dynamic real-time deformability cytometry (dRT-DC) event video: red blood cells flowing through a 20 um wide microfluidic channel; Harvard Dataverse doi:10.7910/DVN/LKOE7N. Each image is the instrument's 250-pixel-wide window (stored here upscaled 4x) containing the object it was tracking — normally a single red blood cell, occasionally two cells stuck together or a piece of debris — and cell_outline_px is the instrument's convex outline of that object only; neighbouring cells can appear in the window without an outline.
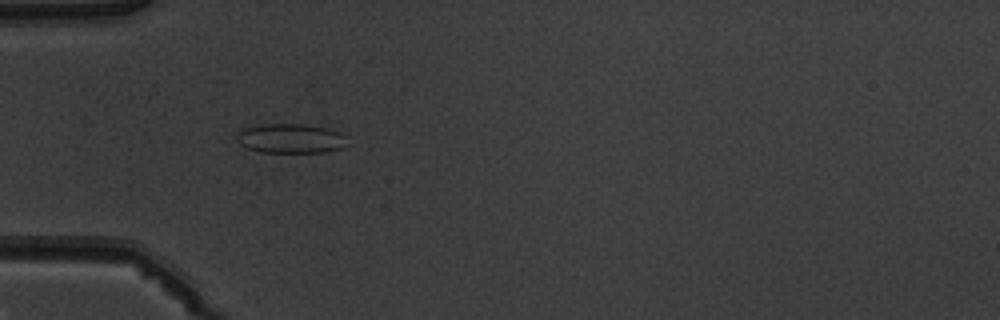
{"species": "common noctule bat (a hibernating species)", "species_latin": "Nyctalus noctula", "temperature_condition": "warm", "stored_images_in_passage": 6, "camera_frame_rate_fps": 3000, "um_per_image_px": 0.085, "animal": {"sex": "male", "body_mass_g": 19.5, "forearm_length_mm": 54.6}, "frame": {"image": 1, "passage_image": 4, "time_ms": 4.333, "image_size_px": [1000, 320], "cell_outline_px": [[344, 136], [340, 148], [324, 152], [260, 152], [248, 148], [240, 144], [236, 140], [236, 132], [244, 128], [268, 124], [300, 124], [324, 128], [336, 132]], "centroid_in_image_um": [24.57, 11.77], "position_along_channel_um": 60.4, "area_um2": 18.38}}
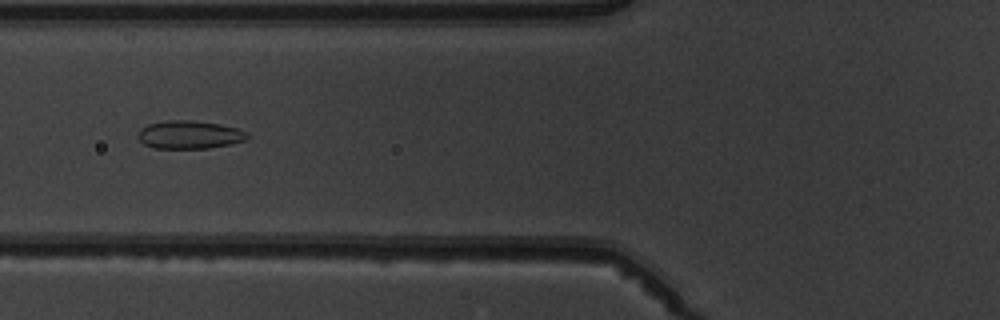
{"frame": {"image": 2, "passage_image": 5, "time_ms": 5.667, "image_size_px": [1000, 320], "cell_outline_px": [[248, 140], [232, 144], [208, 148], [152, 148], [144, 144], [136, 136], [140, 128], [148, 124], [168, 120], [192, 120], [220, 124], [236, 128], [248, 132]], "centroid_in_image_um": [16.1, 11.45], "position_along_channel_um": 109.7, "area_um2": 18.09}}
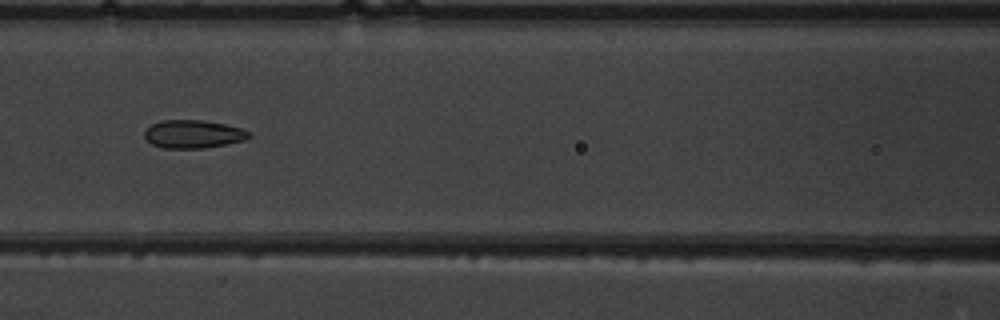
{"frame": {"image": 3, "passage_image": 6, "time_ms": 6.667, "image_size_px": [1000, 320], "cell_outline_px": [[252, 136], [244, 140], [204, 148], [164, 148], [152, 144], [144, 136], [144, 132], [152, 124], [160, 120], [200, 120], [224, 124], [240, 128], [252, 132]], "centroid_in_image_um": [16.43, 11.39], "position_along_channel_um": 150.2, "area_um2": 16.99}}